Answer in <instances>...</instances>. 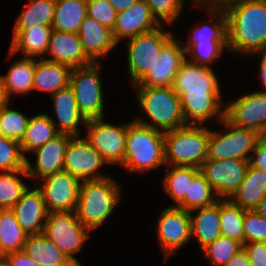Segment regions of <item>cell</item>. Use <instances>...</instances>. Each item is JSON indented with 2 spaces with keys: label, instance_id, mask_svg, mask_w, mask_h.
Wrapping results in <instances>:
<instances>
[{
  "label": "cell",
  "instance_id": "obj_16",
  "mask_svg": "<svg viewBox=\"0 0 266 266\" xmlns=\"http://www.w3.org/2000/svg\"><path fill=\"white\" fill-rule=\"evenodd\" d=\"M224 107V118L234 126L266 131V92L247 93Z\"/></svg>",
  "mask_w": 266,
  "mask_h": 266
},
{
  "label": "cell",
  "instance_id": "obj_40",
  "mask_svg": "<svg viewBox=\"0 0 266 266\" xmlns=\"http://www.w3.org/2000/svg\"><path fill=\"white\" fill-rule=\"evenodd\" d=\"M242 247L236 240L219 236L202 251L211 266H224Z\"/></svg>",
  "mask_w": 266,
  "mask_h": 266
},
{
  "label": "cell",
  "instance_id": "obj_20",
  "mask_svg": "<svg viewBox=\"0 0 266 266\" xmlns=\"http://www.w3.org/2000/svg\"><path fill=\"white\" fill-rule=\"evenodd\" d=\"M22 229L29 234L44 232L49 211L38 188L23 192L21 199L11 208Z\"/></svg>",
  "mask_w": 266,
  "mask_h": 266
},
{
  "label": "cell",
  "instance_id": "obj_5",
  "mask_svg": "<svg viewBox=\"0 0 266 266\" xmlns=\"http://www.w3.org/2000/svg\"><path fill=\"white\" fill-rule=\"evenodd\" d=\"M210 130L200 124H186L164 133L165 163L196 167L208 158Z\"/></svg>",
  "mask_w": 266,
  "mask_h": 266
},
{
  "label": "cell",
  "instance_id": "obj_3",
  "mask_svg": "<svg viewBox=\"0 0 266 266\" xmlns=\"http://www.w3.org/2000/svg\"><path fill=\"white\" fill-rule=\"evenodd\" d=\"M121 186L111 177L81 181L75 213L90 231L99 228L119 206Z\"/></svg>",
  "mask_w": 266,
  "mask_h": 266
},
{
  "label": "cell",
  "instance_id": "obj_22",
  "mask_svg": "<svg viewBox=\"0 0 266 266\" xmlns=\"http://www.w3.org/2000/svg\"><path fill=\"white\" fill-rule=\"evenodd\" d=\"M57 121L50 117L58 133L79 136V124L86 125L87 120L80 113L74 91L70 85L52 95Z\"/></svg>",
  "mask_w": 266,
  "mask_h": 266
},
{
  "label": "cell",
  "instance_id": "obj_6",
  "mask_svg": "<svg viewBox=\"0 0 266 266\" xmlns=\"http://www.w3.org/2000/svg\"><path fill=\"white\" fill-rule=\"evenodd\" d=\"M135 88L138 105L152 122H145L140 117L134 121L164 133L186 125L182 115L180 97L172 87Z\"/></svg>",
  "mask_w": 266,
  "mask_h": 266
},
{
  "label": "cell",
  "instance_id": "obj_28",
  "mask_svg": "<svg viewBox=\"0 0 266 266\" xmlns=\"http://www.w3.org/2000/svg\"><path fill=\"white\" fill-rule=\"evenodd\" d=\"M266 195V174L251 165L245 178L229 200L244 210H254Z\"/></svg>",
  "mask_w": 266,
  "mask_h": 266
},
{
  "label": "cell",
  "instance_id": "obj_48",
  "mask_svg": "<svg viewBox=\"0 0 266 266\" xmlns=\"http://www.w3.org/2000/svg\"><path fill=\"white\" fill-rule=\"evenodd\" d=\"M8 266H40L31 259L23 250L5 255Z\"/></svg>",
  "mask_w": 266,
  "mask_h": 266
},
{
  "label": "cell",
  "instance_id": "obj_56",
  "mask_svg": "<svg viewBox=\"0 0 266 266\" xmlns=\"http://www.w3.org/2000/svg\"><path fill=\"white\" fill-rule=\"evenodd\" d=\"M201 1H204V2H220L221 0H201Z\"/></svg>",
  "mask_w": 266,
  "mask_h": 266
},
{
  "label": "cell",
  "instance_id": "obj_10",
  "mask_svg": "<svg viewBox=\"0 0 266 266\" xmlns=\"http://www.w3.org/2000/svg\"><path fill=\"white\" fill-rule=\"evenodd\" d=\"M172 31L159 28L128 39V71L133 85L153 67L163 46L173 37Z\"/></svg>",
  "mask_w": 266,
  "mask_h": 266
},
{
  "label": "cell",
  "instance_id": "obj_42",
  "mask_svg": "<svg viewBox=\"0 0 266 266\" xmlns=\"http://www.w3.org/2000/svg\"><path fill=\"white\" fill-rule=\"evenodd\" d=\"M26 156L22 154L20 143L0 136V171L26 170Z\"/></svg>",
  "mask_w": 266,
  "mask_h": 266
},
{
  "label": "cell",
  "instance_id": "obj_21",
  "mask_svg": "<svg viewBox=\"0 0 266 266\" xmlns=\"http://www.w3.org/2000/svg\"><path fill=\"white\" fill-rule=\"evenodd\" d=\"M78 37L84 53L92 62H100L99 57L108 54L118 44L112 29L88 15L80 25Z\"/></svg>",
  "mask_w": 266,
  "mask_h": 266
},
{
  "label": "cell",
  "instance_id": "obj_52",
  "mask_svg": "<svg viewBox=\"0 0 266 266\" xmlns=\"http://www.w3.org/2000/svg\"><path fill=\"white\" fill-rule=\"evenodd\" d=\"M259 74H260V80L263 82V85L266 87V63L261 59L260 62V69H259ZM263 92H266L264 90Z\"/></svg>",
  "mask_w": 266,
  "mask_h": 266
},
{
  "label": "cell",
  "instance_id": "obj_24",
  "mask_svg": "<svg viewBox=\"0 0 266 266\" xmlns=\"http://www.w3.org/2000/svg\"><path fill=\"white\" fill-rule=\"evenodd\" d=\"M198 7L208 9L210 17L215 22L212 24H196L195 28L190 27V36L183 44L185 52L196 42H209V41H228L227 34V16L224 8L218 2H204L201 0L195 1ZM217 17V18H216Z\"/></svg>",
  "mask_w": 266,
  "mask_h": 266
},
{
  "label": "cell",
  "instance_id": "obj_12",
  "mask_svg": "<svg viewBox=\"0 0 266 266\" xmlns=\"http://www.w3.org/2000/svg\"><path fill=\"white\" fill-rule=\"evenodd\" d=\"M249 160L206 159L200 173L206 178L219 199H229L245 178Z\"/></svg>",
  "mask_w": 266,
  "mask_h": 266
},
{
  "label": "cell",
  "instance_id": "obj_29",
  "mask_svg": "<svg viewBox=\"0 0 266 266\" xmlns=\"http://www.w3.org/2000/svg\"><path fill=\"white\" fill-rule=\"evenodd\" d=\"M53 28L51 26L34 25L22 30L12 41L9 55L22 52L25 57L35 58L47 53Z\"/></svg>",
  "mask_w": 266,
  "mask_h": 266
},
{
  "label": "cell",
  "instance_id": "obj_39",
  "mask_svg": "<svg viewBox=\"0 0 266 266\" xmlns=\"http://www.w3.org/2000/svg\"><path fill=\"white\" fill-rule=\"evenodd\" d=\"M8 102L0 109V126L2 135L8 139L21 142L30 117L21 112L8 108Z\"/></svg>",
  "mask_w": 266,
  "mask_h": 266
},
{
  "label": "cell",
  "instance_id": "obj_25",
  "mask_svg": "<svg viewBox=\"0 0 266 266\" xmlns=\"http://www.w3.org/2000/svg\"><path fill=\"white\" fill-rule=\"evenodd\" d=\"M72 68L42 57L37 61L35 58V71L33 78V90H41L55 94L70 83Z\"/></svg>",
  "mask_w": 266,
  "mask_h": 266
},
{
  "label": "cell",
  "instance_id": "obj_44",
  "mask_svg": "<svg viewBox=\"0 0 266 266\" xmlns=\"http://www.w3.org/2000/svg\"><path fill=\"white\" fill-rule=\"evenodd\" d=\"M244 244L249 242H266V218L255 210H245L243 220Z\"/></svg>",
  "mask_w": 266,
  "mask_h": 266
},
{
  "label": "cell",
  "instance_id": "obj_13",
  "mask_svg": "<svg viewBox=\"0 0 266 266\" xmlns=\"http://www.w3.org/2000/svg\"><path fill=\"white\" fill-rule=\"evenodd\" d=\"M38 189L49 213L76 210L81 181L67 171H60L39 179Z\"/></svg>",
  "mask_w": 266,
  "mask_h": 266
},
{
  "label": "cell",
  "instance_id": "obj_9",
  "mask_svg": "<svg viewBox=\"0 0 266 266\" xmlns=\"http://www.w3.org/2000/svg\"><path fill=\"white\" fill-rule=\"evenodd\" d=\"M90 232L80 223L75 211H72L49 213L43 233L72 262L81 266L73 255L82 249L84 242L90 238Z\"/></svg>",
  "mask_w": 266,
  "mask_h": 266
},
{
  "label": "cell",
  "instance_id": "obj_41",
  "mask_svg": "<svg viewBox=\"0 0 266 266\" xmlns=\"http://www.w3.org/2000/svg\"><path fill=\"white\" fill-rule=\"evenodd\" d=\"M228 50V41H209L196 42L186 52L190 62L202 66L211 67L210 63L222 55V52Z\"/></svg>",
  "mask_w": 266,
  "mask_h": 266
},
{
  "label": "cell",
  "instance_id": "obj_45",
  "mask_svg": "<svg viewBox=\"0 0 266 266\" xmlns=\"http://www.w3.org/2000/svg\"><path fill=\"white\" fill-rule=\"evenodd\" d=\"M87 15L113 30L117 11L108 0H86Z\"/></svg>",
  "mask_w": 266,
  "mask_h": 266
},
{
  "label": "cell",
  "instance_id": "obj_30",
  "mask_svg": "<svg viewBox=\"0 0 266 266\" xmlns=\"http://www.w3.org/2000/svg\"><path fill=\"white\" fill-rule=\"evenodd\" d=\"M34 71L35 58L23 57L12 64L6 75H0L8 101L12 93L26 95L33 90Z\"/></svg>",
  "mask_w": 266,
  "mask_h": 266
},
{
  "label": "cell",
  "instance_id": "obj_36",
  "mask_svg": "<svg viewBox=\"0 0 266 266\" xmlns=\"http://www.w3.org/2000/svg\"><path fill=\"white\" fill-rule=\"evenodd\" d=\"M245 210L229 199H220L221 236L236 240L244 245L243 220Z\"/></svg>",
  "mask_w": 266,
  "mask_h": 266
},
{
  "label": "cell",
  "instance_id": "obj_54",
  "mask_svg": "<svg viewBox=\"0 0 266 266\" xmlns=\"http://www.w3.org/2000/svg\"><path fill=\"white\" fill-rule=\"evenodd\" d=\"M0 266H8L5 255H0Z\"/></svg>",
  "mask_w": 266,
  "mask_h": 266
},
{
  "label": "cell",
  "instance_id": "obj_47",
  "mask_svg": "<svg viewBox=\"0 0 266 266\" xmlns=\"http://www.w3.org/2000/svg\"><path fill=\"white\" fill-rule=\"evenodd\" d=\"M251 266H266V242L256 241L243 245Z\"/></svg>",
  "mask_w": 266,
  "mask_h": 266
},
{
  "label": "cell",
  "instance_id": "obj_19",
  "mask_svg": "<svg viewBox=\"0 0 266 266\" xmlns=\"http://www.w3.org/2000/svg\"><path fill=\"white\" fill-rule=\"evenodd\" d=\"M162 26L143 0H137L128 10L117 13L113 34L119 44L121 39L134 38Z\"/></svg>",
  "mask_w": 266,
  "mask_h": 266
},
{
  "label": "cell",
  "instance_id": "obj_18",
  "mask_svg": "<svg viewBox=\"0 0 266 266\" xmlns=\"http://www.w3.org/2000/svg\"><path fill=\"white\" fill-rule=\"evenodd\" d=\"M73 136L63 133H58L51 140L46 142L32 151L36 154L35 166L26 158V172L28 177L34 179H42L45 176L63 171L65 162V150L68 141Z\"/></svg>",
  "mask_w": 266,
  "mask_h": 266
},
{
  "label": "cell",
  "instance_id": "obj_7",
  "mask_svg": "<svg viewBox=\"0 0 266 266\" xmlns=\"http://www.w3.org/2000/svg\"><path fill=\"white\" fill-rule=\"evenodd\" d=\"M100 62L72 68L69 85L72 87L80 113L86 120L104 118V95L99 71Z\"/></svg>",
  "mask_w": 266,
  "mask_h": 266
},
{
  "label": "cell",
  "instance_id": "obj_46",
  "mask_svg": "<svg viewBox=\"0 0 266 266\" xmlns=\"http://www.w3.org/2000/svg\"><path fill=\"white\" fill-rule=\"evenodd\" d=\"M252 152L249 165L266 174V131L259 133L257 147Z\"/></svg>",
  "mask_w": 266,
  "mask_h": 266
},
{
  "label": "cell",
  "instance_id": "obj_17",
  "mask_svg": "<svg viewBox=\"0 0 266 266\" xmlns=\"http://www.w3.org/2000/svg\"><path fill=\"white\" fill-rule=\"evenodd\" d=\"M186 59L182 40L173 36L162 48L153 67L134 87H172L175 75Z\"/></svg>",
  "mask_w": 266,
  "mask_h": 266
},
{
  "label": "cell",
  "instance_id": "obj_26",
  "mask_svg": "<svg viewBox=\"0 0 266 266\" xmlns=\"http://www.w3.org/2000/svg\"><path fill=\"white\" fill-rule=\"evenodd\" d=\"M23 251L40 266H77L44 233L27 235Z\"/></svg>",
  "mask_w": 266,
  "mask_h": 266
},
{
  "label": "cell",
  "instance_id": "obj_55",
  "mask_svg": "<svg viewBox=\"0 0 266 266\" xmlns=\"http://www.w3.org/2000/svg\"><path fill=\"white\" fill-rule=\"evenodd\" d=\"M258 55H262V60L266 63V47Z\"/></svg>",
  "mask_w": 266,
  "mask_h": 266
},
{
  "label": "cell",
  "instance_id": "obj_11",
  "mask_svg": "<svg viewBox=\"0 0 266 266\" xmlns=\"http://www.w3.org/2000/svg\"><path fill=\"white\" fill-rule=\"evenodd\" d=\"M85 139L99 152L107 164H122L125 156L127 124L112 125L104 118L86 122Z\"/></svg>",
  "mask_w": 266,
  "mask_h": 266
},
{
  "label": "cell",
  "instance_id": "obj_14",
  "mask_svg": "<svg viewBox=\"0 0 266 266\" xmlns=\"http://www.w3.org/2000/svg\"><path fill=\"white\" fill-rule=\"evenodd\" d=\"M156 223L157 236L166 263L172 254L192 238L190 212L176 206H168L161 211Z\"/></svg>",
  "mask_w": 266,
  "mask_h": 266
},
{
  "label": "cell",
  "instance_id": "obj_37",
  "mask_svg": "<svg viewBox=\"0 0 266 266\" xmlns=\"http://www.w3.org/2000/svg\"><path fill=\"white\" fill-rule=\"evenodd\" d=\"M218 200L214 189L199 173L190 183L189 196H185L176 207L193 213L195 209L210 206Z\"/></svg>",
  "mask_w": 266,
  "mask_h": 266
},
{
  "label": "cell",
  "instance_id": "obj_34",
  "mask_svg": "<svg viewBox=\"0 0 266 266\" xmlns=\"http://www.w3.org/2000/svg\"><path fill=\"white\" fill-rule=\"evenodd\" d=\"M27 235L11 209H0V255L22 251Z\"/></svg>",
  "mask_w": 266,
  "mask_h": 266
},
{
  "label": "cell",
  "instance_id": "obj_32",
  "mask_svg": "<svg viewBox=\"0 0 266 266\" xmlns=\"http://www.w3.org/2000/svg\"><path fill=\"white\" fill-rule=\"evenodd\" d=\"M56 0H29L27 9H24L17 18L12 40L22 31L34 25L51 26L54 20Z\"/></svg>",
  "mask_w": 266,
  "mask_h": 266
},
{
  "label": "cell",
  "instance_id": "obj_38",
  "mask_svg": "<svg viewBox=\"0 0 266 266\" xmlns=\"http://www.w3.org/2000/svg\"><path fill=\"white\" fill-rule=\"evenodd\" d=\"M17 175L28 176L26 170L0 173V209H11L28 188Z\"/></svg>",
  "mask_w": 266,
  "mask_h": 266
},
{
  "label": "cell",
  "instance_id": "obj_50",
  "mask_svg": "<svg viewBox=\"0 0 266 266\" xmlns=\"http://www.w3.org/2000/svg\"><path fill=\"white\" fill-rule=\"evenodd\" d=\"M117 13L128 10L137 0H108Z\"/></svg>",
  "mask_w": 266,
  "mask_h": 266
},
{
  "label": "cell",
  "instance_id": "obj_49",
  "mask_svg": "<svg viewBox=\"0 0 266 266\" xmlns=\"http://www.w3.org/2000/svg\"><path fill=\"white\" fill-rule=\"evenodd\" d=\"M224 266H251L250 259L244 247L224 265Z\"/></svg>",
  "mask_w": 266,
  "mask_h": 266
},
{
  "label": "cell",
  "instance_id": "obj_33",
  "mask_svg": "<svg viewBox=\"0 0 266 266\" xmlns=\"http://www.w3.org/2000/svg\"><path fill=\"white\" fill-rule=\"evenodd\" d=\"M58 134L50 116L39 114L30 117L28 127L20 142L22 154L32 152L34 149L43 146Z\"/></svg>",
  "mask_w": 266,
  "mask_h": 266
},
{
  "label": "cell",
  "instance_id": "obj_8",
  "mask_svg": "<svg viewBox=\"0 0 266 266\" xmlns=\"http://www.w3.org/2000/svg\"><path fill=\"white\" fill-rule=\"evenodd\" d=\"M221 123L228 130L225 133H220L210 129L207 159L223 160L234 158L249 160L252 154L250 152L257 147L259 132L234 126L225 118L222 119Z\"/></svg>",
  "mask_w": 266,
  "mask_h": 266
},
{
  "label": "cell",
  "instance_id": "obj_51",
  "mask_svg": "<svg viewBox=\"0 0 266 266\" xmlns=\"http://www.w3.org/2000/svg\"><path fill=\"white\" fill-rule=\"evenodd\" d=\"M259 215L266 218V195L261 199L260 203L254 209Z\"/></svg>",
  "mask_w": 266,
  "mask_h": 266
},
{
  "label": "cell",
  "instance_id": "obj_2",
  "mask_svg": "<svg viewBox=\"0 0 266 266\" xmlns=\"http://www.w3.org/2000/svg\"><path fill=\"white\" fill-rule=\"evenodd\" d=\"M227 16L228 51L258 55L266 47V0H221Z\"/></svg>",
  "mask_w": 266,
  "mask_h": 266
},
{
  "label": "cell",
  "instance_id": "obj_15",
  "mask_svg": "<svg viewBox=\"0 0 266 266\" xmlns=\"http://www.w3.org/2000/svg\"><path fill=\"white\" fill-rule=\"evenodd\" d=\"M107 164L99 152L85 139L73 136L65 150L63 170L80 181L100 180L109 176L99 174L101 166Z\"/></svg>",
  "mask_w": 266,
  "mask_h": 266
},
{
  "label": "cell",
  "instance_id": "obj_27",
  "mask_svg": "<svg viewBox=\"0 0 266 266\" xmlns=\"http://www.w3.org/2000/svg\"><path fill=\"white\" fill-rule=\"evenodd\" d=\"M196 214L190 212L191 234L196 237L203 250L215 239L221 236L220 229V199L214 204L195 209Z\"/></svg>",
  "mask_w": 266,
  "mask_h": 266
},
{
  "label": "cell",
  "instance_id": "obj_43",
  "mask_svg": "<svg viewBox=\"0 0 266 266\" xmlns=\"http://www.w3.org/2000/svg\"><path fill=\"white\" fill-rule=\"evenodd\" d=\"M151 9L156 20L163 25L161 21L172 24L183 11L184 0H143Z\"/></svg>",
  "mask_w": 266,
  "mask_h": 266
},
{
  "label": "cell",
  "instance_id": "obj_31",
  "mask_svg": "<svg viewBox=\"0 0 266 266\" xmlns=\"http://www.w3.org/2000/svg\"><path fill=\"white\" fill-rule=\"evenodd\" d=\"M86 16V0H56L52 28L60 32L78 34Z\"/></svg>",
  "mask_w": 266,
  "mask_h": 266
},
{
  "label": "cell",
  "instance_id": "obj_1",
  "mask_svg": "<svg viewBox=\"0 0 266 266\" xmlns=\"http://www.w3.org/2000/svg\"><path fill=\"white\" fill-rule=\"evenodd\" d=\"M182 62L175 75L172 88L180 97L181 110L186 124H204L210 118L222 121L221 90L212 67L187 60Z\"/></svg>",
  "mask_w": 266,
  "mask_h": 266
},
{
  "label": "cell",
  "instance_id": "obj_4",
  "mask_svg": "<svg viewBox=\"0 0 266 266\" xmlns=\"http://www.w3.org/2000/svg\"><path fill=\"white\" fill-rule=\"evenodd\" d=\"M165 163L164 132L136 121L127 123L125 156L121 164L128 172H144Z\"/></svg>",
  "mask_w": 266,
  "mask_h": 266
},
{
  "label": "cell",
  "instance_id": "obj_35",
  "mask_svg": "<svg viewBox=\"0 0 266 266\" xmlns=\"http://www.w3.org/2000/svg\"><path fill=\"white\" fill-rule=\"evenodd\" d=\"M163 179L164 189L177 206L185 196H189L190 183L200 173L196 167L172 166Z\"/></svg>",
  "mask_w": 266,
  "mask_h": 266
},
{
  "label": "cell",
  "instance_id": "obj_57",
  "mask_svg": "<svg viewBox=\"0 0 266 266\" xmlns=\"http://www.w3.org/2000/svg\"><path fill=\"white\" fill-rule=\"evenodd\" d=\"M0 136H3V135H2V130H1V126H0Z\"/></svg>",
  "mask_w": 266,
  "mask_h": 266
},
{
  "label": "cell",
  "instance_id": "obj_53",
  "mask_svg": "<svg viewBox=\"0 0 266 266\" xmlns=\"http://www.w3.org/2000/svg\"><path fill=\"white\" fill-rule=\"evenodd\" d=\"M9 102L8 99L6 98L5 92H4V87L3 83L0 77V109L7 103Z\"/></svg>",
  "mask_w": 266,
  "mask_h": 266
},
{
  "label": "cell",
  "instance_id": "obj_23",
  "mask_svg": "<svg viewBox=\"0 0 266 266\" xmlns=\"http://www.w3.org/2000/svg\"><path fill=\"white\" fill-rule=\"evenodd\" d=\"M47 53L51 55L50 61L67 65L71 68L86 66L92 61L83 51L78 34L60 32L53 29Z\"/></svg>",
  "mask_w": 266,
  "mask_h": 266
}]
</instances>
